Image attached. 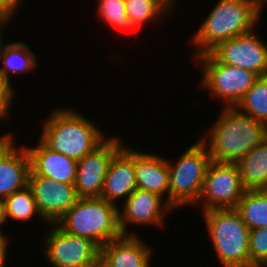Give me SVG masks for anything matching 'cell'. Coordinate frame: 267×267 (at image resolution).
<instances>
[{
  "instance_id": "5b68a950",
  "label": "cell",
  "mask_w": 267,
  "mask_h": 267,
  "mask_svg": "<svg viewBox=\"0 0 267 267\" xmlns=\"http://www.w3.org/2000/svg\"><path fill=\"white\" fill-rule=\"evenodd\" d=\"M218 260L225 267H250L249 231L235 208L203 211Z\"/></svg>"
},
{
  "instance_id": "9a60e30c",
  "label": "cell",
  "mask_w": 267,
  "mask_h": 267,
  "mask_svg": "<svg viewBox=\"0 0 267 267\" xmlns=\"http://www.w3.org/2000/svg\"><path fill=\"white\" fill-rule=\"evenodd\" d=\"M151 250L135 235H121L100 248V267H150Z\"/></svg>"
},
{
  "instance_id": "5bb4252c",
  "label": "cell",
  "mask_w": 267,
  "mask_h": 267,
  "mask_svg": "<svg viewBox=\"0 0 267 267\" xmlns=\"http://www.w3.org/2000/svg\"><path fill=\"white\" fill-rule=\"evenodd\" d=\"M136 188L134 150L123 145L110 161L100 197L114 204L116 199L128 198Z\"/></svg>"
},
{
  "instance_id": "ba28073f",
  "label": "cell",
  "mask_w": 267,
  "mask_h": 267,
  "mask_svg": "<svg viewBox=\"0 0 267 267\" xmlns=\"http://www.w3.org/2000/svg\"><path fill=\"white\" fill-rule=\"evenodd\" d=\"M245 192L235 163L211 161L196 205L200 206L203 201L204 211L214 208H235Z\"/></svg>"
},
{
  "instance_id": "836d02e7",
  "label": "cell",
  "mask_w": 267,
  "mask_h": 267,
  "mask_svg": "<svg viewBox=\"0 0 267 267\" xmlns=\"http://www.w3.org/2000/svg\"><path fill=\"white\" fill-rule=\"evenodd\" d=\"M8 14L0 7V22L3 21Z\"/></svg>"
},
{
  "instance_id": "8fae6325",
  "label": "cell",
  "mask_w": 267,
  "mask_h": 267,
  "mask_svg": "<svg viewBox=\"0 0 267 267\" xmlns=\"http://www.w3.org/2000/svg\"><path fill=\"white\" fill-rule=\"evenodd\" d=\"M105 139L94 151L77 161L74 186L79 198L101 196L110 161L123 146L118 137Z\"/></svg>"
},
{
  "instance_id": "7c38bea8",
  "label": "cell",
  "mask_w": 267,
  "mask_h": 267,
  "mask_svg": "<svg viewBox=\"0 0 267 267\" xmlns=\"http://www.w3.org/2000/svg\"><path fill=\"white\" fill-rule=\"evenodd\" d=\"M39 210V216L53 225L79 199L74 184L56 182L50 178L37 176L32 171L29 184Z\"/></svg>"
},
{
  "instance_id": "d4e9b609",
  "label": "cell",
  "mask_w": 267,
  "mask_h": 267,
  "mask_svg": "<svg viewBox=\"0 0 267 267\" xmlns=\"http://www.w3.org/2000/svg\"><path fill=\"white\" fill-rule=\"evenodd\" d=\"M99 16L111 26L135 28L138 25L126 15L124 0H100Z\"/></svg>"
},
{
  "instance_id": "4fadbf2b",
  "label": "cell",
  "mask_w": 267,
  "mask_h": 267,
  "mask_svg": "<svg viewBox=\"0 0 267 267\" xmlns=\"http://www.w3.org/2000/svg\"><path fill=\"white\" fill-rule=\"evenodd\" d=\"M160 195L136 188L135 191L126 198L122 211H118V221L123 235H135L127 231V224H154L162 226L163 213L172 210L168 203H163Z\"/></svg>"
},
{
  "instance_id": "9c48e42d",
  "label": "cell",
  "mask_w": 267,
  "mask_h": 267,
  "mask_svg": "<svg viewBox=\"0 0 267 267\" xmlns=\"http://www.w3.org/2000/svg\"><path fill=\"white\" fill-rule=\"evenodd\" d=\"M55 225L44 243L52 266L100 267V247L94 241L69 234Z\"/></svg>"
},
{
  "instance_id": "30bf717a",
  "label": "cell",
  "mask_w": 267,
  "mask_h": 267,
  "mask_svg": "<svg viewBox=\"0 0 267 267\" xmlns=\"http://www.w3.org/2000/svg\"><path fill=\"white\" fill-rule=\"evenodd\" d=\"M210 53L222 63L267 75V45L253 30L219 43Z\"/></svg>"
},
{
  "instance_id": "83f0119b",
  "label": "cell",
  "mask_w": 267,
  "mask_h": 267,
  "mask_svg": "<svg viewBox=\"0 0 267 267\" xmlns=\"http://www.w3.org/2000/svg\"><path fill=\"white\" fill-rule=\"evenodd\" d=\"M21 0H0V7L8 14L13 15Z\"/></svg>"
},
{
  "instance_id": "1f68e13d",
  "label": "cell",
  "mask_w": 267,
  "mask_h": 267,
  "mask_svg": "<svg viewBox=\"0 0 267 267\" xmlns=\"http://www.w3.org/2000/svg\"><path fill=\"white\" fill-rule=\"evenodd\" d=\"M9 18H11V15H8L3 21L0 22V27H1L2 24L4 25L5 22L8 23V20H10ZM1 41H2V39H1V34H0V51H1V48H2V45H3L2 44L3 42H1Z\"/></svg>"
},
{
  "instance_id": "4dcf8cb0",
  "label": "cell",
  "mask_w": 267,
  "mask_h": 267,
  "mask_svg": "<svg viewBox=\"0 0 267 267\" xmlns=\"http://www.w3.org/2000/svg\"><path fill=\"white\" fill-rule=\"evenodd\" d=\"M6 221L5 216V203L3 200H0V226Z\"/></svg>"
},
{
  "instance_id": "603a6c76",
  "label": "cell",
  "mask_w": 267,
  "mask_h": 267,
  "mask_svg": "<svg viewBox=\"0 0 267 267\" xmlns=\"http://www.w3.org/2000/svg\"><path fill=\"white\" fill-rule=\"evenodd\" d=\"M127 17L138 26L168 12L175 0H124ZM161 14V15H160Z\"/></svg>"
},
{
  "instance_id": "277c9868",
  "label": "cell",
  "mask_w": 267,
  "mask_h": 267,
  "mask_svg": "<svg viewBox=\"0 0 267 267\" xmlns=\"http://www.w3.org/2000/svg\"><path fill=\"white\" fill-rule=\"evenodd\" d=\"M118 206L101 197L79 198L57 222L69 234L88 238L100 248L122 235Z\"/></svg>"
},
{
  "instance_id": "f546056e",
  "label": "cell",
  "mask_w": 267,
  "mask_h": 267,
  "mask_svg": "<svg viewBox=\"0 0 267 267\" xmlns=\"http://www.w3.org/2000/svg\"><path fill=\"white\" fill-rule=\"evenodd\" d=\"M14 142V138H12V134H6L3 137H0V154L12 143Z\"/></svg>"
},
{
  "instance_id": "6da1fadb",
  "label": "cell",
  "mask_w": 267,
  "mask_h": 267,
  "mask_svg": "<svg viewBox=\"0 0 267 267\" xmlns=\"http://www.w3.org/2000/svg\"><path fill=\"white\" fill-rule=\"evenodd\" d=\"M210 140L201 139L211 161L237 163L267 136V126L244 114L236 107H227L210 130Z\"/></svg>"
},
{
  "instance_id": "cb8c5ba5",
  "label": "cell",
  "mask_w": 267,
  "mask_h": 267,
  "mask_svg": "<svg viewBox=\"0 0 267 267\" xmlns=\"http://www.w3.org/2000/svg\"><path fill=\"white\" fill-rule=\"evenodd\" d=\"M6 219L28 220L35 213L39 214L32 190L29 186L15 191L4 199Z\"/></svg>"
},
{
  "instance_id": "44dd1931",
  "label": "cell",
  "mask_w": 267,
  "mask_h": 267,
  "mask_svg": "<svg viewBox=\"0 0 267 267\" xmlns=\"http://www.w3.org/2000/svg\"><path fill=\"white\" fill-rule=\"evenodd\" d=\"M235 209L250 230L267 227V190L246 191Z\"/></svg>"
},
{
  "instance_id": "d6a6232c",
  "label": "cell",
  "mask_w": 267,
  "mask_h": 267,
  "mask_svg": "<svg viewBox=\"0 0 267 267\" xmlns=\"http://www.w3.org/2000/svg\"><path fill=\"white\" fill-rule=\"evenodd\" d=\"M264 3H267V0H256V4H257L259 11H261Z\"/></svg>"
},
{
  "instance_id": "f1b7e54d",
  "label": "cell",
  "mask_w": 267,
  "mask_h": 267,
  "mask_svg": "<svg viewBox=\"0 0 267 267\" xmlns=\"http://www.w3.org/2000/svg\"><path fill=\"white\" fill-rule=\"evenodd\" d=\"M7 238L6 236H4V234H2V232L0 231V267H5V258H6V254H7Z\"/></svg>"
},
{
  "instance_id": "ffe728a7",
  "label": "cell",
  "mask_w": 267,
  "mask_h": 267,
  "mask_svg": "<svg viewBox=\"0 0 267 267\" xmlns=\"http://www.w3.org/2000/svg\"><path fill=\"white\" fill-rule=\"evenodd\" d=\"M4 64L0 67V80L4 82L11 90L9 71L13 73H24L38 66L36 57L27 44L23 42H11L3 44L0 51V60Z\"/></svg>"
},
{
  "instance_id": "e0dca14e",
  "label": "cell",
  "mask_w": 267,
  "mask_h": 267,
  "mask_svg": "<svg viewBox=\"0 0 267 267\" xmlns=\"http://www.w3.org/2000/svg\"><path fill=\"white\" fill-rule=\"evenodd\" d=\"M13 143L0 154V200L3 201L29 184L31 164L28 151L26 148L19 151Z\"/></svg>"
},
{
  "instance_id": "d6986e66",
  "label": "cell",
  "mask_w": 267,
  "mask_h": 267,
  "mask_svg": "<svg viewBox=\"0 0 267 267\" xmlns=\"http://www.w3.org/2000/svg\"><path fill=\"white\" fill-rule=\"evenodd\" d=\"M236 165L246 191L267 190V136Z\"/></svg>"
},
{
  "instance_id": "7a4b0ae2",
  "label": "cell",
  "mask_w": 267,
  "mask_h": 267,
  "mask_svg": "<svg viewBox=\"0 0 267 267\" xmlns=\"http://www.w3.org/2000/svg\"><path fill=\"white\" fill-rule=\"evenodd\" d=\"M41 141L51 150L79 161L104 141L97 126L81 114L69 109L56 110L47 118Z\"/></svg>"
},
{
  "instance_id": "52a82bcc",
  "label": "cell",
  "mask_w": 267,
  "mask_h": 267,
  "mask_svg": "<svg viewBox=\"0 0 267 267\" xmlns=\"http://www.w3.org/2000/svg\"><path fill=\"white\" fill-rule=\"evenodd\" d=\"M196 58L202 61L201 86L216 98L225 100L227 107H235L259 77L256 73L218 61L210 52Z\"/></svg>"
},
{
  "instance_id": "484cf974",
  "label": "cell",
  "mask_w": 267,
  "mask_h": 267,
  "mask_svg": "<svg viewBox=\"0 0 267 267\" xmlns=\"http://www.w3.org/2000/svg\"><path fill=\"white\" fill-rule=\"evenodd\" d=\"M250 267H267V227L249 231Z\"/></svg>"
},
{
  "instance_id": "8992f818",
  "label": "cell",
  "mask_w": 267,
  "mask_h": 267,
  "mask_svg": "<svg viewBox=\"0 0 267 267\" xmlns=\"http://www.w3.org/2000/svg\"><path fill=\"white\" fill-rule=\"evenodd\" d=\"M210 162V154L201 139L182 154L175 166L168 160L169 205L175 208L197 203Z\"/></svg>"
},
{
  "instance_id": "7402d4cb",
  "label": "cell",
  "mask_w": 267,
  "mask_h": 267,
  "mask_svg": "<svg viewBox=\"0 0 267 267\" xmlns=\"http://www.w3.org/2000/svg\"><path fill=\"white\" fill-rule=\"evenodd\" d=\"M235 107L267 126V75L259 76Z\"/></svg>"
},
{
  "instance_id": "2e32d148",
  "label": "cell",
  "mask_w": 267,
  "mask_h": 267,
  "mask_svg": "<svg viewBox=\"0 0 267 267\" xmlns=\"http://www.w3.org/2000/svg\"><path fill=\"white\" fill-rule=\"evenodd\" d=\"M30 157L31 171L56 182L74 184L77 161L48 148L41 140L38 146L26 148Z\"/></svg>"
},
{
  "instance_id": "4316f807",
  "label": "cell",
  "mask_w": 267,
  "mask_h": 267,
  "mask_svg": "<svg viewBox=\"0 0 267 267\" xmlns=\"http://www.w3.org/2000/svg\"><path fill=\"white\" fill-rule=\"evenodd\" d=\"M13 94V90L0 80V119L7 115Z\"/></svg>"
},
{
  "instance_id": "ac0fdd59",
  "label": "cell",
  "mask_w": 267,
  "mask_h": 267,
  "mask_svg": "<svg viewBox=\"0 0 267 267\" xmlns=\"http://www.w3.org/2000/svg\"><path fill=\"white\" fill-rule=\"evenodd\" d=\"M134 168L136 186L139 189L156 193L163 197L167 191L169 204V166L168 160L163 157L141 153L134 150Z\"/></svg>"
},
{
  "instance_id": "3957f363",
  "label": "cell",
  "mask_w": 267,
  "mask_h": 267,
  "mask_svg": "<svg viewBox=\"0 0 267 267\" xmlns=\"http://www.w3.org/2000/svg\"><path fill=\"white\" fill-rule=\"evenodd\" d=\"M260 11L256 0H219L194 34L196 56L210 52L219 43L255 30Z\"/></svg>"
}]
</instances>
